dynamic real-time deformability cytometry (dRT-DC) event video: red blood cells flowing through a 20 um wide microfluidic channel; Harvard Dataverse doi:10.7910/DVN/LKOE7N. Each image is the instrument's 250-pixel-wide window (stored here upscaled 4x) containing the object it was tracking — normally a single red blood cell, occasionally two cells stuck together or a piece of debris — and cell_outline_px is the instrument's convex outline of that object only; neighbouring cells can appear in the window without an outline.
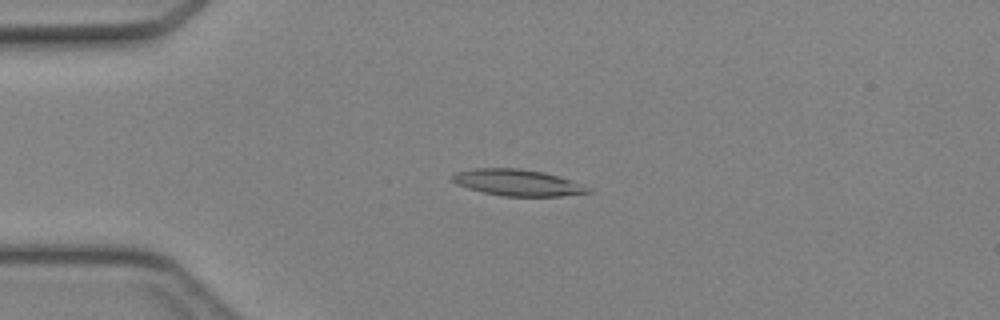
{"species": "Egyptian fruit bat (a non-hibernating species)", "species_latin": "Rousettus aegyptiacus", "temperature_condition": "cold", "stored_images_in_passage": 46, "camera_frame_rate_fps": 3000, "um_per_image_px": 0.085, "animal": {"sex": "female"}, "frame": {"image": 1, "passage_image": 11, "time_ms": 3.333, "image_size_px": [1000, 320], "cell_outline_px": [[596, 192], [560, 196], [504, 196], [484, 192], [468, 188], [456, 184], [448, 176], [456, 172], [472, 168], [520, 168], [544, 172], [568, 180]], "centroid_in_image_um": [43.9, 15.51], "position_along_channel_um": 41.1, "area_um2": 20.69}}
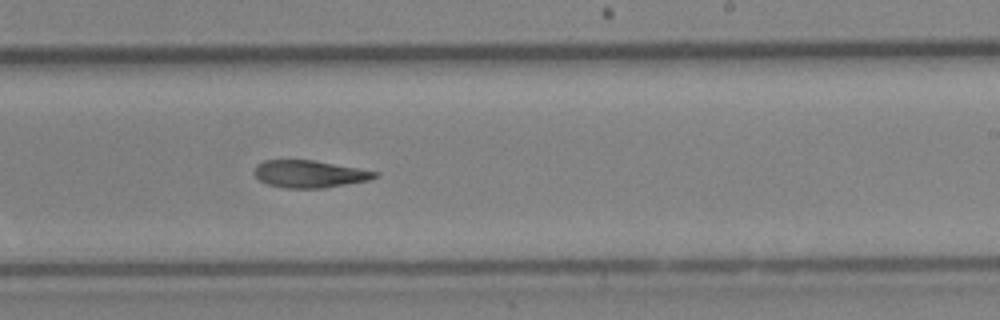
{"frame": {"image": 2, "passage_image": 28, "time_ms": 9.0, "image_size_px": [1000, 320], "cell_outline_px": [[380, 176], [368, 180], [324, 188], [288, 188], [268, 184], [260, 180], [256, 176], [256, 164], [264, 160], [312, 160], [380, 172]], "centroid_in_image_um": [26.34, 14.78], "position_along_channel_um": 262.7, "area_um2": 18.96}}
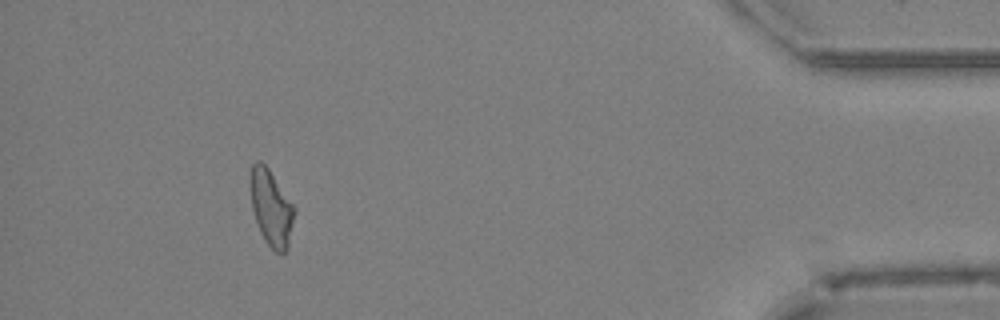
{"frame": {"image": 3, "passage_image": 42, "time_ms": 13.667, "image_size_px": [1000, 320], "cell_outline_px": [[296, 212], [288, 248], [280, 256], [268, 244], [260, 232], [256, 224], [252, 208], [252, 164], [256, 160], [260, 160], [268, 168], [296, 208]], "centroid_in_image_um": [23.1, 17.72], "position_along_channel_um": 412.1, "area_um2": 19.31}}